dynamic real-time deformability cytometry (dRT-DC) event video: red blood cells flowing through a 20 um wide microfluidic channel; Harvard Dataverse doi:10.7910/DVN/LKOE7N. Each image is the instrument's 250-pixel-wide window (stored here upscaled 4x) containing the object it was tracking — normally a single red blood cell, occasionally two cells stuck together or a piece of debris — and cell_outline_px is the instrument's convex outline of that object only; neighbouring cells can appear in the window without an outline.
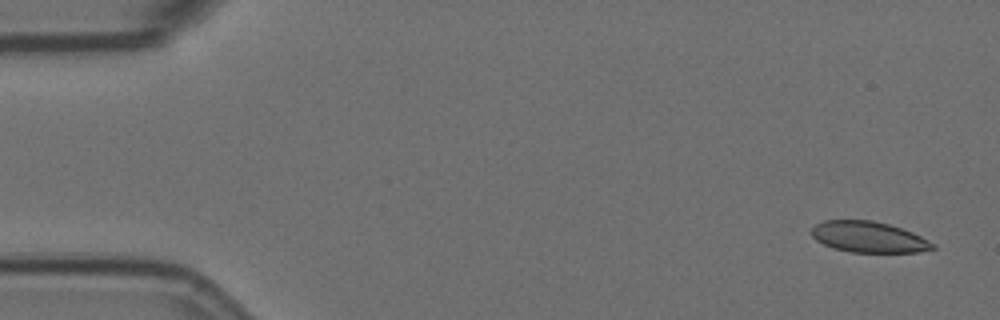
{"species": "Egyptian fruit bat (a non-hibernating species)", "species_latin": "Rousettus aegyptiacus", "temperature_condition": "room temperature", "stored_images_in_passage": 5, "camera_frame_rate_fps": 3000, "um_per_image_px": 0.085, "animal": {"sex": "female"}, "frame": {"image": 1, "passage_image": 1, "time_ms": 0.0, "image_size_px": [1000, 320], "cell_outline_px": [[936, 248], [916, 252], [852, 252], [836, 248], [824, 244], [816, 240], [812, 236], [812, 228], [816, 224], [824, 220], [872, 220], [888, 224], [912, 232], [936, 244]], "centroid_in_image_um": [73.84, 20.14], "position_along_channel_um": 11.2, "area_um2": 21.62}}
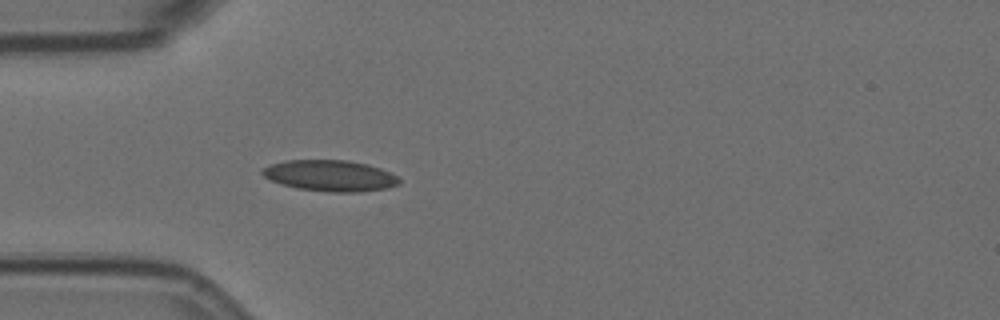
{"frame": {"image": 2, "passage_image": 5, "time_ms": 1.333, "image_size_px": [1000, 320], "cell_outline_px": [[400, 184], [388, 188], [360, 192], [328, 192], [296, 188], [280, 184], [264, 176], [260, 172], [260, 168], [284, 160], [348, 160], [368, 164], [392, 172], [400, 180]], "centroid_in_image_um": [28.07, 14.93], "position_along_channel_um": 56.9, "area_um2": 25.09}}